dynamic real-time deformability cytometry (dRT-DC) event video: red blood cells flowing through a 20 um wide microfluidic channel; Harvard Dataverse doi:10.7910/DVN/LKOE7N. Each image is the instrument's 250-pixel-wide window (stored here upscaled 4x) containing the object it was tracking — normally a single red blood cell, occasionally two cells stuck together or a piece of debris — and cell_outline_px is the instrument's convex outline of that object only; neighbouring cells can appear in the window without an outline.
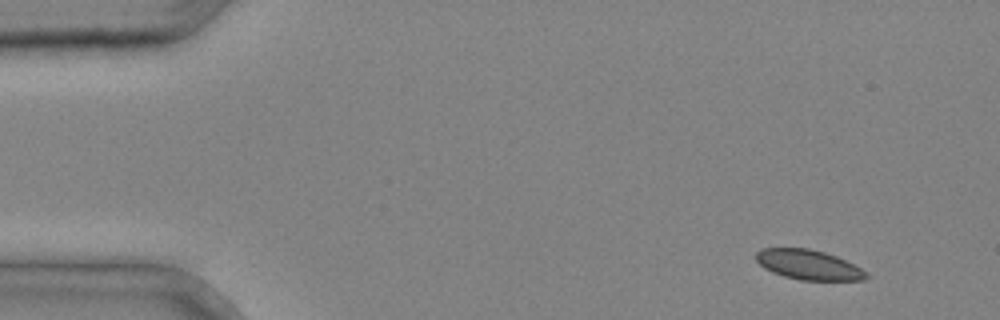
{"species": "common noctule bat (a hibernating species)", "species_latin": "Nyctalus noctula", "temperature_condition": "cold", "stored_images_in_passage": 4, "camera_frame_rate_fps": 3000, "um_per_image_px": 0.085, "animal": {"sex": "male", "body_mass_g": 20.4}, "frame": {"image": 1, "passage_image": 1, "time_ms": 0.0, "image_size_px": [1000, 320], "cell_outline_px": [[868, 276], [864, 280], [800, 280], [784, 276], [772, 272], [764, 268], [756, 260], [756, 252], [760, 248], [808, 248], [824, 252], [836, 256], [860, 268]], "centroid_in_image_um": [68.67, 22.5], "position_along_channel_um": 16.3, "area_um2": 18.96}}